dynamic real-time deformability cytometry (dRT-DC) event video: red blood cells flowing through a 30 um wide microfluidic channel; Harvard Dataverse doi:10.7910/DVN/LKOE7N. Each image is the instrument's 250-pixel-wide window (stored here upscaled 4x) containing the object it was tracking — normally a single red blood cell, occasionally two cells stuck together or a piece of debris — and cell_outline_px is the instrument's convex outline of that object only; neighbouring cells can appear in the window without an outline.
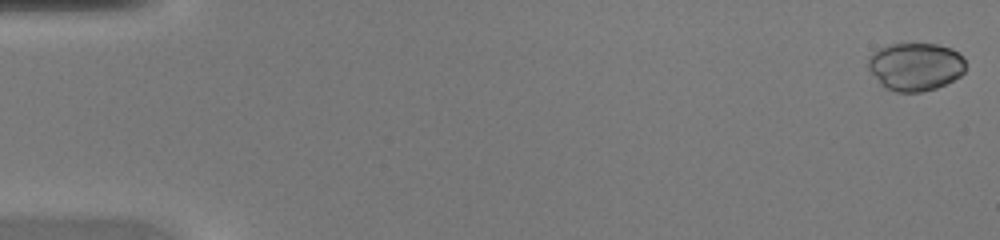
{"species": "common noctule bat (a hibernating species)", "species_latin": "Nyctalus noctula", "temperature_condition": "warm", "stored_images_in_passage": 46, "camera_frame_rate_fps": 3000, "um_per_image_px": 0.085, "animal": {"sex": "female", "body_mass_g": 20.0, "forearm_length_mm": 54.0}, "frame": {"image": 1, "passage_image": 1, "time_ms": 0.0, "image_size_px": [1000, 240], "cell_outline_px": [[964, 72], [960, 76], [936, 88], [920, 92], [896, 92], [884, 88], [880, 84], [868, 68], [868, 56], [872, 52], [888, 44], [936, 44], [952, 48], [964, 56]], "centroid_in_image_um": [77.79, 5.66], "position_along_channel_um": 7.2, "area_um2": 27.4}}
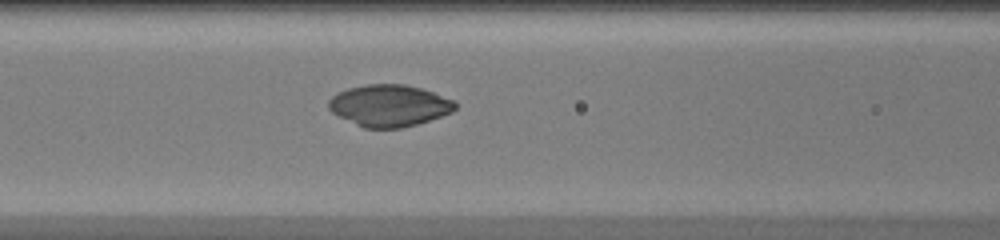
{"frame": {"image": 2, "passage_image": 20, "time_ms": 6.333, "image_size_px": [1000, 240], "cell_outline_px": [[456, 108], [452, 112], [416, 124], [400, 128], [364, 128], [332, 112], [328, 108], [328, 100], [336, 92], [348, 88], [364, 84], [404, 84], [420, 88], [456, 100]], "centroid_in_image_um": [33.07, 8.96], "position_along_channel_um": 133.5, "area_um2": 30.69}}
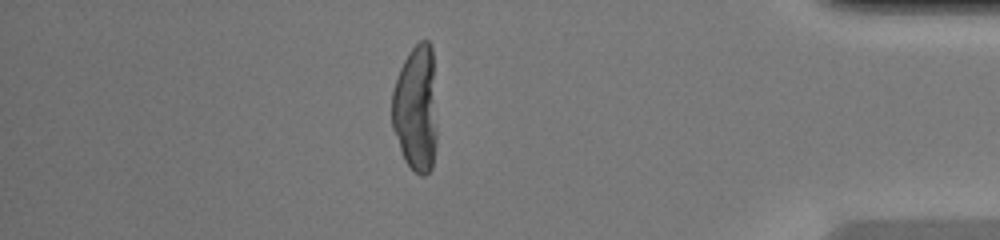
{"frame": {"image": 3, "passage_image": 40, "time_ms": 13.0, "image_size_px": [1000, 240], "cell_outline_px": [[436, 144], [432, 168], [424, 176], [420, 176], [404, 160], [392, 128], [392, 92], [400, 68], [408, 52], [420, 40], [428, 40], [432, 44], [436, 128]], "centroid_in_image_um": [35.35, 9.23], "position_along_channel_um": 399.8, "area_um2": 33.35}}